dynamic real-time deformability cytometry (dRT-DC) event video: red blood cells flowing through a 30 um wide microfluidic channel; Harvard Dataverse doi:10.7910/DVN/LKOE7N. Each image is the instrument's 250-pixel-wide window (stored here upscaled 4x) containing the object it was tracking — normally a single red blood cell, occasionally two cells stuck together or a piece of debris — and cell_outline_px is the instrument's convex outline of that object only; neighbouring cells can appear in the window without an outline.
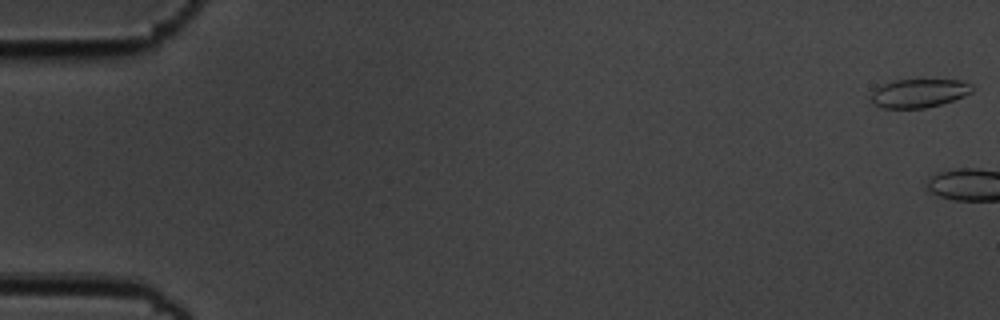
{"species": "common noctule bat (a hibernating species)", "species_latin": "Nyctalus noctula", "temperature_condition": "cold", "stored_images_in_passage": 4, "camera_frame_rate_fps": 3000, "um_per_image_px": 0.085, "animal": {"sex": "male", "body_mass_g": 19.5, "forearm_length_mm": 54.6}, "frame": {"image": 1, "passage_image": 1, "time_ms": 0.0, "image_size_px": [1000, 320], "cell_outline_px": [[972, 92], [964, 96], [940, 104], [924, 108], [884, 108], [872, 104], [872, 92], [876, 88], [884, 84], [896, 80], [960, 80], [972, 84]], "centroid_in_image_um": [78.11, 7.92], "position_along_channel_um": 6.9, "area_um2": 16.65}}